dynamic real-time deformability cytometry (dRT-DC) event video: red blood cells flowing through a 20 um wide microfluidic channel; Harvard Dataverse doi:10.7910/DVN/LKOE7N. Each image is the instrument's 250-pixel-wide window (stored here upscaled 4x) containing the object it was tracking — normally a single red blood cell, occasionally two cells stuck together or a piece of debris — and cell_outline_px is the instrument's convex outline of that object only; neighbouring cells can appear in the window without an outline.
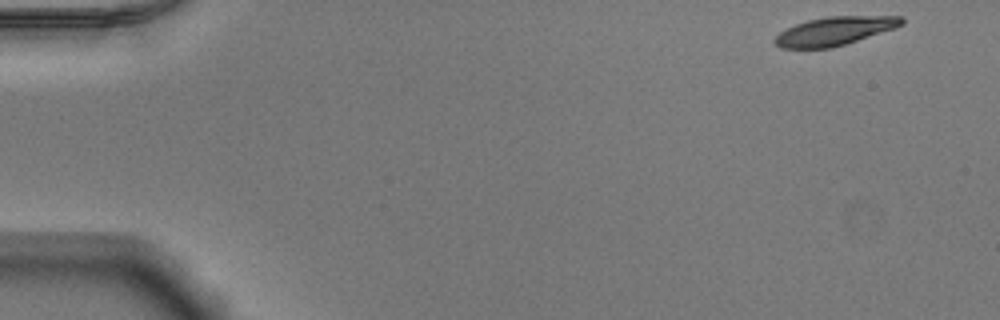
{"species": "Egyptian fruit bat (a non-hibernating species)", "species_latin": "Rousettus aegyptiacus", "temperature_condition": "warm", "stored_images_in_passage": 50, "camera_frame_rate_fps": 3000, "um_per_image_px": 0.085, "animal": {"sex": "male"}, "frame": {"image": 1, "passage_image": 1, "time_ms": 0.0, "image_size_px": [1000, 320], "cell_outline_px": [[904, 24], [896, 28], [832, 48], [780, 48], [772, 40], [780, 32], [796, 24], [808, 20], [828, 16], [900, 16], [904, 20]], "centroid_in_image_um": [70.95, 2.64], "position_along_channel_um": 14.1, "area_um2": 20.98}}
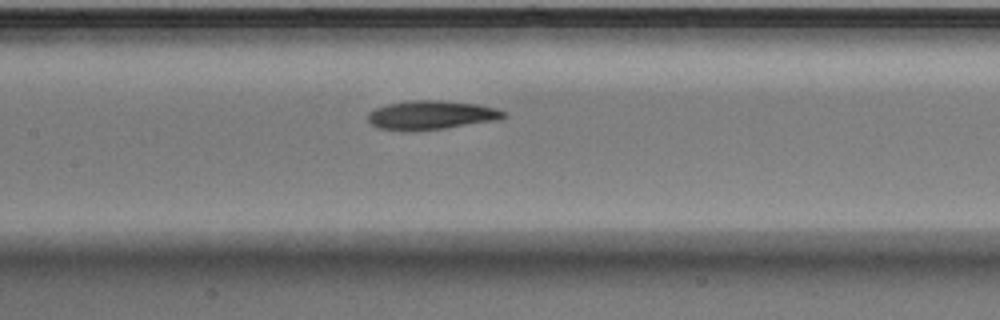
{"frame": {"image": 2, "passage_image": 23, "time_ms": 7.333, "image_size_px": [1000, 320], "cell_outline_px": [[508, 116], [496, 120], [444, 128], [416, 132], [400, 132], [376, 128], [368, 120], [368, 112], [376, 108], [388, 104], [412, 100], [440, 100], [476, 104], [496, 108], [504, 112]], "centroid_in_image_um": [36.59, 9.8], "position_along_channel_um": 170.8, "area_um2": 23.12}}
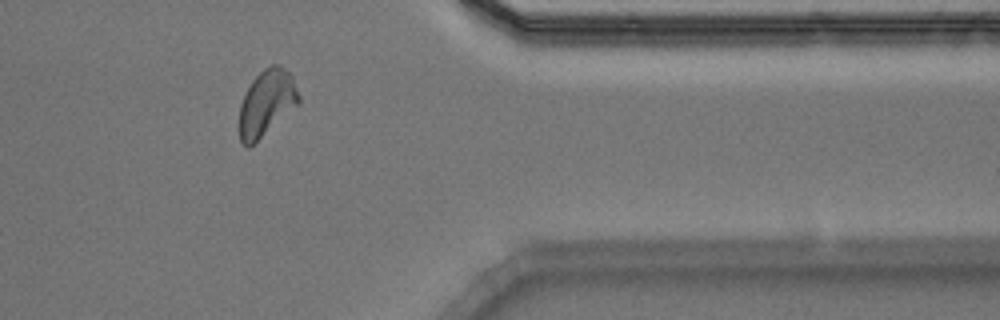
{"frame": {"image": 3, "passage_image": 41, "time_ms": 13.333, "image_size_px": [1000, 320], "cell_outline_px": [[300, 104], [248, 148], [240, 140], [240, 104], [252, 80], [264, 68], [272, 64], [280, 64], [292, 76], [300, 96]], "centroid_in_image_um": [22.69, 8.73], "position_along_channel_um": 388.7, "area_um2": 22.72}, "authors_computed_cell_mechanics": {"area_um2": 22.3686, "velocity_mm_per_s": 3.8822, "shape_relaxation_time_tau1_ms": 3.7987, "shape_relaxation_time_tau2_ms": 3.8598, "deformation_change_tau1": 0.1646, "deformation_change_tau2": 0.1189}}